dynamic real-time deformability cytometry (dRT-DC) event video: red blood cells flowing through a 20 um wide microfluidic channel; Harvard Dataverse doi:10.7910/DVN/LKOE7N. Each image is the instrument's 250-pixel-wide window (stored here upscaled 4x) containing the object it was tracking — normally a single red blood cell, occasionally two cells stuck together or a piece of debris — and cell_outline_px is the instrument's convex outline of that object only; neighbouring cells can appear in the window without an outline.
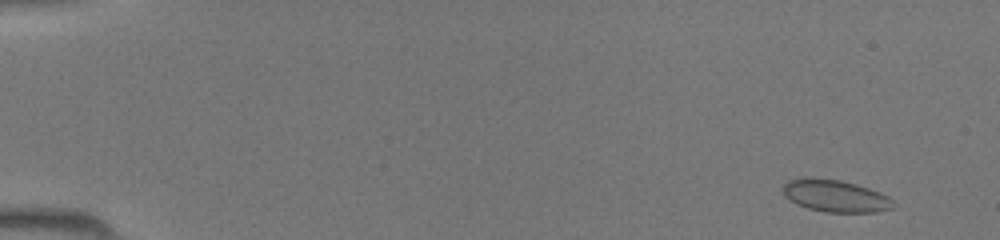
{"species": "common noctule bat (a hibernating species)", "species_latin": "Nyctalus noctula", "temperature_condition": "room temperature", "stored_images_in_passage": 12, "camera_frame_rate_fps": 3000, "um_per_image_px": 0.085, "animal": {"sex": "female", "body_mass_g": 19.5, "forearm_length_mm": 54.1}, "frame": {"image": 1, "passage_image": 1, "time_ms": 0.0, "image_size_px": [1000, 240], "cell_outline_px": [[892, 208], [876, 212], [824, 212], [808, 208], [796, 204], [784, 196], [784, 184], [788, 180], [804, 176], [840, 180], [856, 184], [880, 192], [888, 196], [892, 200]], "centroid_in_image_um": [70.96, 16.64], "position_along_channel_um": 14.0, "area_um2": 20.69}}